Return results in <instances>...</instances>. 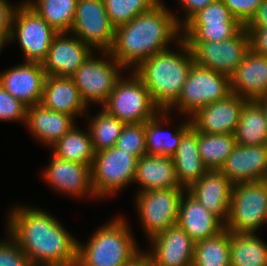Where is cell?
<instances>
[{
    "mask_svg": "<svg viewBox=\"0 0 267 266\" xmlns=\"http://www.w3.org/2000/svg\"><path fill=\"white\" fill-rule=\"evenodd\" d=\"M137 158L117 147L95 153L91 184L95 198L107 197L134 181Z\"/></svg>",
    "mask_w": 267,
    "mask_h": 266,
    "instance_id": "obj_8",
    "label": "cell"
},
{
    "mask_svg": "<svg viewBox=\"0 0 267 266\" xmlns=\"http://www.w3.org/2000/svg\"><path fill=\"white\" fill-rule=\"evenodd\" d=\"M220 171L233 185L267 180V145L236 144Z\"/></svg>",
    "mask_w": 267,
    "mask_h": 266,
    "instance_id": "obj_18",
    "label": "cell"
},
{
    "mask_svg": "<svg viewBox=\"0 0 267 266\" xmlns=\"http://www.w3.org/2000/svg\"><path fill=\"white\" fill-rule=\"evenodd\" d=\"M267 222V180L232 186L225 229L233 233H255Z\"/></svg>",
    "mask_w": 267,
    "mask_h": 266,
    "instance_id": "obj_6",
    "label": "cell"
},
{
    "mask_svg": "<svg viewBox=\"0 0 267 266\" xmlns=\"http://www.w3.org/2000/svg\"><path fill=\"white\" fill-rule=\"evenodd\" d=\"M231 93L230 76L193 63L178 99L166 111L174 108L193 116L200 108Z\"/></svg>",
    "mask_w": 267,
    "mask_h": 266,
    "instance_id": "obj_5",
    "label": "cell"
},
{
    "mask_svg": "<svg viewBox=\"0 0 267 266\" xmlns=\"http://www.w3.org/2000/svg\"><path fill=\"white\" fill-rule=\"evenodd\" d=\"M26 126L38 141L52 146L76 123L74 117L44 107L41 103L27 108Z\"/></svg>",
    "mask_w": 267,
    "mask_h": 266,
    "instance_id": "obj_23",
    "label": "cell"
},
{
    "mask_svg": "<svg viewBox=\"0 0 267 266\" xmlns=\"http://www.w3.org/2000/svg\"><path fill=\"white\" fill-rule=\"evenodd\" d=\"M6 42L0 37V51L5 46Z\"/></svg>",
    "mask_w": 267,
    "mask_h": 266,
    "instance_id": "obj_48",
    "label": "cell"
},
{
    "mask_svg": "<svg viewBox=\"0 0 267 266\" xmlns=\"http://www.w3.org/2000/svg\"><path fill=\"white\" fill-rule=\"evenodd\" d=\"M246 101L231 93L224 99L200 108L190 118L192 126L206 134H235Z\"/></svg>",
    "mask_w": 267,
    "mask_h": 266,
    "instance_id": "obj_14",
    "label": "cell"
},
{
    "mask_svg": "<svg viewBox=\"0 0 267 266\" xmlns=\"http://www.w3.org/2000/svg\"><path fill=\"white\" fill-rule=\"evenodd\" d=\"M267 27V0H262L255 14L247 22L244 28H266Z\"/></svg>",
    "mask_w": 267,
    "mask_h": 266,
    "instance_id": "obj_45",
    "label": "cell"
},
{
    "mask_svg": "<svg viewBox=\"0 0 267 266\" xmlns=\"http://www.w3.org/2000/svg\"><path fill=\"white\" fill-rule=\"evenodd\" d=\"M167 111L159 112L155 117L145 122V143L147 155H160L172 157L176 152L182 136L192 127L189 119L181 123L179 128L172 134L164 131L162 120H170L167 117ZM162 116V117H161ZM165 116V117H164ZM161 117V118H160ZM165 118V119H163Z\"/></svg>",
    "mask_w": 267,
    "mask_h": 266,
    "instance_id": "obj_27",
    "label": "cell"
},
{
    "mask_svg": "<svg viewBox=\"0 0 267 266\" xmlns=\"http://www.w3.org/2000/svg\"><path fill=\"white\" fill-rule=\"evenodd\" d=\"M234 135L238 145H267L266 115L258 100L245 102Z\"/></svg>",
    "mask_w": 267,
    "mask_h": 266,
    "instance_id": "obj_28",
    "label": "cell"
},
{
    "mask_svg": "<svg viewBox=\"0 0 267 266\" xmlns=\"http://www.w3.org/2000/svg\"><path fill=\"white\" fill-rule=\"evenodd\" d=\"M58 32L30 7L16 6L12 17L10 43L18 40L25 62L43 63ZM11 40V41H10Z\"/></svg>",
    "mask_w": 267,
    "mask_h": 266,
    "instance_id": "obj_9",
    "label": "cell"
},
{
    "mask_svg": "<svg viewBox=\"0 0 267 266\" xmlns=\"http://www.w3.org/2000/svg\"><path fill=\"white\" fill-rule=\"evenodd\" d=\"M248 32L250 50L256 54L267 57V27L245 28Z\"/></svg>",
    "mask_w": 267,
    "mask_h": 266,
    "instance_id": "obj_42",
    "label": "cell"
},
{
    "mask_svg": "<svg viewBox=\"0 0 267 266\" xmlns=\"http://www.w3.org/2000/svg\"><path fill=\"white\" fill-rule=\"evenodd\" d=\"M44 107L76 117L87 111L78 88L71 77L47 75L40 102Z\"/></svg>",
    "mask_w": 267,
    "mask_h": 266,
    "instance_id": "obj_24",
    "label": "cell"
},
{
    "mask_svg": "<svg viewBox=\"0 0 267 266\" xmlns=\"http://www.w3.org/2000/svg\"><path fill=\"white\" fill-rule=\"evenodd\" d=\"M194 63L231 76L250 51L248 32L243 27L234 37L221 42H186Z\"/></svg>",
    "mask_w": 267,
    "mask_h": 266,
    "instance_id": "obj_12",
    "label": "cell"
},
{
    "mask_svg": "<svg viewBox=\"0 0 267 266\" xmlns=\"http://www.w3.org/2000/svg\"><path fill=\"white\" fill-rule=\"evenodd\" d=\"M78 0H38L23 1L16 5L30 7L58 33L70 32Z\"/></svg>",
    "mask_w": 267,
    "mask_h": 266,
    "instance_id": "obj_30",
    "label": "cell"
},
{
    "mask_svg": "<svg viewBox=\"0 0 267 266\" xmlns=\"http://www.w3.org/2000/svg\"><path fill=\"white\" fill-rule=\"evenodd\" d=\"M244 26L241 23L223 25H183L181 39L185 42H221L234 37Z\"/></svg>",
    "mask_w": 267,
    "mask_h": 266,
    "instance_id": "obj_35",
    "label": "cell"
},
{
    "mask_svg": "<svg viewBox=\"0 0 267 266\" xmlns=\"http://www.w3.org/2000/svg\"><path fill=\"white\" fill-rule=\"evenodd\" d=\"M101 53L107 55L109 61L101 57L96 59L92 53L71 76L87 106L89 102L103 105L121 78L119 70L124 69L110 52Z\"/></svg>",
    "mask_w": 267,
    "mask_h": 266,
    "instance_id": "obj_10",
    "label": "cell"
},
{
    "mask_svg": "<svg viewBox=\"0 0 267 266\" xmlns=\"http://www.w3.org/2000/svg\"><path fill=\"white\" fill-rule=\"evenodd\" d=\"M52 154L58 158L92 166L95 152L90 132L81 131L74 126L59 141L52 145Z\"/></svg>",
    "mask_w": 267,
    "mask_h": 266,
    "instance_id": "obj_31",
    "label": "cell"
},
{
    "mask_svg": "<svg viewBox=\"0 0 267 266\" xmlns=\"http://www.w3.org/2000/svg\"><path fill=\"white\" fill-rule=\"evenodd\" d=\"M231 266H267V243L255 233L230 232Z\"/></svg>",
    "mask_w": 267,
    "mask_h": 266,
    "instance_id": "obj_29",
    "label": "cell"
},
{
    "mask_svg": "<svg viewBox=\"0 0 267 266\" xmlns=\"http://www.w3.org/2000/svg\"><path fill=\"white\" fill-rule=\"evenodd\" d=\"M181 9L186 11L184 20L179 21V26L182 27L195 13L207 7L213 0H179Z\"/></svg>",
    "mask_w": 267,
    "mask_h": 266,
    "instance_id": "obj_44",
    "label": "cell"
},
{
    "mask_svg": "<svg viewBox=\"0 0 267 266\" xmlns=\"http://www.w3.org/2000/svg\"><path fill=\"white\" fill-rule=\"evenodd\" d=\"M258 101L261 103V105L263 107V110H264L265 115H266V121H267V95L259 98Z\"/></svg>",
    "mask_w": 267,
    "mask_h": 266,
    "instance_id": "obj_47",
    "label": "cell"
},
{
    "mask_svg": "<svg viewBox=\"0 0 267 266\" xmlns=\"http://www.w3.org/2000/svg\"><path fill=\"white\" fill-rule=\"evenodd\" d=\"M192 266H231L230 232L224 229L216 236L196 242Z\"/></svg>",
    "mask_w": 267,
    "mask_h": 266,
    "instance_id": "obj_32",
    "label": "cell"
},
{
    "mask_svg": "<svg viewBox=\"0 0 267 266\" xmlns=\"http://www.w3.org/2000/svg\"><path fill=\"white\" fill-rule=\"evenodd\" d=\"M16 6H12L7 0H0V37L9 42L11 35L12 17Z\"/></svg>",
    "mask_w": 267,
    "mask_h": 266,
    "instance_id": "obj_43",
    "label": "cell"
},
{
    "mask_svg": "<svg viewBox=\"0 0 267 266\" xmlns=\"http://www.w3.org/2000/svg\"><path fill=\"white\" fill-rule=\"evenodd\" d=\"M185 188L143 191L135 197L136 208L148 239L177 224Z\"/></svg>",
    "mask_w": 267,
    "mask_h": 266,
    "instance_id": "obj_11",
    "label": "cell"
},
{
    "mask_svg": "<svg viewBox=\"0 0 267 266\" xmlns=\"http://www.w3.org/2000/svg\"><path fill=\"white\" fill-rule=\"evenodd\" d=\"M27 108L0 85V120L26 123Z\"/></svg>",
    "mask_w": 267,
    "mask_h": 266,
    "instance_id": "obj_39",
    "label": "cell"
},
{
    "mask_svg": "<svg viewBox=\"0 0 267 266\" xmlns=\"http://www.w3.org/2000/svg\"><path fill=\"white\" fill-rule=\"evenodd\" d=\"M8 215V234L33 266H76L78 241L57 218L30 206H16Z\"/></svg>",
    "mask_w": 267,
    "mask_h": 266,
    "instance_id": "obj_1",
    "label": "cell"
},
{
    "mask_svg": "<svg viewBox=\"0 0 267 266\" xmlns=\"http://www.w3.org/2000/svg\"><path fill=\"white\" fill-rule=\"evenodd\" d=\"M126 266H154L145 252H140Z\"/></svg>",
    "mask_w": 267,
    "mask_h": 266,
    "instance_id": "obj_46",
    "label": "cell"
},
{
    "mask_svg": "<svg viewBox=\"0 0 267 266\" xmlns=\"http://www.w3.org/2000/svg\"><path fill=\"white\" fill-rule=\"evenodd\" d=\"M232 16L237 19L243 26L255 14L262 0H221Z\"/></svg>",
    "mask_w": 267,
    "mask_h": 266,
    "instance_id": "obj_41",
    "label": "cell"
},
{
    "mask_svg": "<svg viewBox=\"0 0 267 266\" xmlns=\"http://www.w3.org/2000/svg\"><path fill=\"white\" fill-rule=\"evenodd\" d=\"M46 76L41 63L25 62L1 72L0 85L30 107L41 102Z\"/></svg>",
    "mask_w": 267,
    "mask_h": 266,
    "instance_id": "obj_17",
    "label": "cell"
},
{
    "mask_svg": "<svg viewBox=\"0 0 267 266\" xmlns=\"http://www.w3.org/2000/svg\"><path fill=\"white\" fill-rule=\"evenodd\" d=\"M131 75L127 79L121 77L116 82L107 101L102 105L108 114L124 124L143 123L161 112L143 81L134 72Z\"/></svg>",
    "mask_w": 267,
    "mask_h": 266,
    "instance_id": "obj_7",
    "label": "cell"
},
{
    "mask_svg": "<svg viewBox=\"0 0 267 266\" xmlns=\"http://www.w3.org/2000/svg\"><path fill=\"white\" fill-rule=\"evenodd\" d=\"M8 236L10 239L0 241V266H33L16 241Z\"/></svg>",
    "mask_w": 267,
    "mask_h": 266,
    "instance_id": "obj_40",
    "label": "cell"
},
{
    "mask_svg": "<svg viewBox=\"0 0 267 266\" xmlns=\"http://www.w3.org/2000/svg\"><path fill=\"white\" fill-rule=\"evenodd\" d=\"M180 51L159 52L143 61L133 72L143 81L153 102L166 111L179 97L194 63L187 43L177 41Z\"/></svg>",
    "mask_w": 267,
    "mask_h": 266,
    "instance_id": "obj_3",
    "label": "cell"
},
{
    "mask_svg": "<svg viewBox=\"0 0 267 266\" xmlns=\"http://www.w3.org/2000/svg\"><path fill=\"white\" fill-rule=\"evenodd\" d=\"M180 187L188 189L207 171L198 150V131L192 126L183 136L172 156Z\"/></svg>",
    "mask_w": 267,
    "mask_h": 266,
    "instance_id": "obj_26",
    "label": "cell"
},
{
    "mask_svg": "<svg viewBox=\"0 0 267 266\" xmlns=\"http://www.w3.org/2000/svg\"><path fill=\"white\" fill-rule=\"evenodd\" d=\"M68 34L61 32L54 37L47 58L42 63L46 75L71 77L93 53L90 46Z\"/></svg>",
    "mask_w": 267,
    "mask_h": 266,
    "instance_id": "obj_16",
    "label": "cell"
},
{
    "mask_svg": "<svg viewBox=\"0 0 267 266\" xmlns=\"http://www.w3.org/2000/svg\"><path fill=\"white\" fill-rule=\"evenodd\" d=\"M50 164L44 171L46 183L57 191L76 197L94 196L91 184V167L67 161L52 154Z\"/></svg>",
    "mask_w": 267,
    "mask_h": 266,
    "instance_id": "obj_19",
    "label": "cell"
},
{
    "mask_svg": "<svg viewBox=\"0 0 267 266\" xmlns=\"http://www.w3.org/2000/svg\"><path fill=\"white\" fill-rule=\"evenodd\" d=\"M115 147L128 152L137 159L141 156L147 155L145 143V122L125 124L119 138L117 139Z\"/></svg>",
    "mask_w": 267,
    "mask_h": 266,
    "instance_id": "obj_37",
    "label": "cell"
},
{
    "mask_svg": "<svg viewBox=\"0 0 267 266\" xmlns=\"http://www.w3.org/2000/svg\"><path fill=\"white\" fill-rule=\"evenodd\" d=\"M236 145L234 134L198 132V150L208 170H220Z\"/></svg>",
    "mask_w": 267,
    "mask_h": 266,
    "instance_id": "obj_33",
    "label": "cell"
},
{
    "mask_svg": "<svg viewBox=\"0 0 267 266\" xmlns=\"http://www.w3.org/2000/svg\"><path fill=\"white\" fill-rule=\"evenodd\" d=\"M185 193L180 200L177 224L195 243L225 229V224L217 216L208 212L187 191Z\"/></svg>",
    "mask_w": 267,
    "mask_h": 266,
    "instance_id": "obj_22",
    "label": "cell"
},
{
    "mask_svg": "<svg viewBox=\"0 0 267 266\" xmlns=\"http://www.w3.org/2000/svg\"><path fill=\"white\" fill-rule=\"evenodd\" d=\"M152 250L145 252L154 266H192L195 242L178 225L149 239Z\"/></svg>",
    "mask_w": 267,
    "mask_h": 266,
    "instance_id": "obj_15",
    "label": "cell"
},
{
    "mask_svg": "<svg viewBox=\"0 0 267 266\" xmlns=\"http://www.w3.org/2000/svg\"><path fill=\"white\" fill-rule=\"evenodd\" d=\"M139 186L138 193L156 189L180 187L175 166L170 156L144 155L137 159L134 181Z\"/></svg>",
    "mask_w": 267,
    "mask_h": 266,
    "instance_id": "obj_25",
    "label": "cell"
},
{
    "mask_svg": "<svg viewBox=\"0 0 267 266\" xmlns=\"http://www.w3.org/2000/svg\"><path fill=\"white\" fill-rule=\"evenodd\" d=\"M232 186L220 170H208L186 191L225 224L229 216Z\"/></svg>",
    "mask_w": 267,
    "mask_h": 266,
    "instance_id": "obj_20",
    "label": "cell"
},
{
    "mask_svg": "<svg viewBox=\"0 0 267 266\" xmlns=\"http://www.w3.org/2000/svg\"><path fill=\"white\" fill-rule=\"evenodd\" d=\"M231 92L247 100L267 95V57L251 50L230 76Z\"/></svg>",
    "mask_w": 267,
    "mask_h": 266,
    "instance_id": "obj_21",
    "label": "cell"
},
{
    "mask_svg": "<svg viewBox=\"0 0 267 266\" xmlns=\"http://www.w3.org/2000/svg\"><path fill=\"white\" fill-rule=\"evenodd\" d=\"M163 3L158 2L149 11L115 28L114 44L109 52L124 69H136L149 57L169 49L172 40L181 39L180 18Z\"/></svg>",
    "mask_w": 267,
    "mask_h": 266,
    "instance_id": "obj_2",
    "label": "cell"
},
{
    "mask_svg": "<svg viewBox=\"0 0 267 266\" xmlns=\"http://www.w3.org/2000/svg\"><path fill=\"white\" fill-rule=\"evenodd\" d=\"M89 121L87 130L90 132L95 153L114 147L125 125L104 109L96 116H92Z\"/></svg>",
    "mask_w": 267,
    "mask_h": 266,
    "instance_id": "obj_34",
    "label": "cell"
},
{
    "mask_svg": "<svg viewBox=\"0 0 267 266\" xmlns=\"http://www.w3.org/2000/svg\"><path fill=\"white\" fill-rule=\"evenodd\" d=\"M111 24L116 28L149 11L158 0H103Z\"/></svg>",
    "mask_w": 267,
    "mask_h": 266,
    "instance_id": "obj_36",
    "label": "cell"
},
{
    "mask_svg": "<svg viewBox=\"0 0 267 266\" xmlns=\"http://www.w3.org/2000/svg\"><path fill=\"white\" fill-rule=\"evenodd\" d=\"M121 216L97 229L85 245L77 242L76 266H126L140 252Z\"/></svg>",
    "mask_w": 267,
    "mask_h": 266,
    "instance_id": "obj_4",
    "label": "cell"
},
{
    "mask_svg": "<svg viewBox=\"0 0 267 266\" xmlns=\"http://www.w3.org/2000/svg\"><path fill=\"white\" fill-rule=\"evenodd\" d=\"M240 23L221 0H213L207 7L195 13L184 25H223Z\"/></svg>",
    "mask_w": 267,
    "mask_h": 266,
    "instance_id": "obj_38",
    "label": "cell"
},
{
    "mask_svg": "<svg viewBox=\"0 0 267 266\" xmlns=\"http://www.w3.org/2000/svg\"><path fill=\"white\" fill-rule=\"evenodd\" d=\"M70 33L91 48L109 52L114 44L115 27L103 0H78Z\"/></svg>",
    "mask_w": 267,
    "mask_h": 266,
    "instance_id": "obj_13",
    "label": "cell"
}]
</instances>
